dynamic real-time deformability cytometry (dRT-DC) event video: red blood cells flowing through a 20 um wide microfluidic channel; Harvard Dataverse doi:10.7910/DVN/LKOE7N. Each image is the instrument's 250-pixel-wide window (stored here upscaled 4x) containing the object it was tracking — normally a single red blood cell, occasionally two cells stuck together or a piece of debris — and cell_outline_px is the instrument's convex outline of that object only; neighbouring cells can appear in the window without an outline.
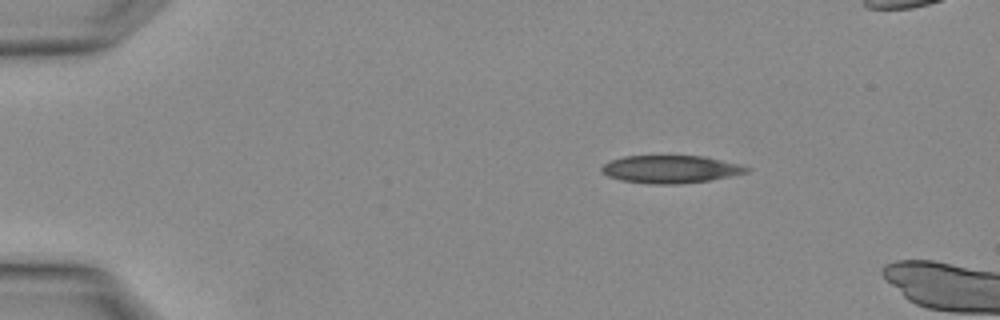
{"species": "Egyptian fruit bat (a non-hibernating species)", "species_latin": "Rousettus aegyptiacus", "temperature_condition": "warm", "stored_images_in_passage": 2, "camera_frame_rate_fps": 3000, "um_per_image_px": 0.085, "animal": {"sex": "female"}, "frame": {"image": 1, "passage_image": 2, "time_ms": 0.333, "image_size_px": [1000, 320], "cell_outline_px": [[752, 168], [748, 172], [708, 180], [680, 184], [652, 184], [620, 180], [608, 176], [600, 172], [600, 168], [604, 164], [612, 160], [624, 156], [704, 156], [740, 164]], "centroid_in_image_um": [56.98, 14.38], "position_along_channel_um": 28.0, "area_um2": 23.35}}